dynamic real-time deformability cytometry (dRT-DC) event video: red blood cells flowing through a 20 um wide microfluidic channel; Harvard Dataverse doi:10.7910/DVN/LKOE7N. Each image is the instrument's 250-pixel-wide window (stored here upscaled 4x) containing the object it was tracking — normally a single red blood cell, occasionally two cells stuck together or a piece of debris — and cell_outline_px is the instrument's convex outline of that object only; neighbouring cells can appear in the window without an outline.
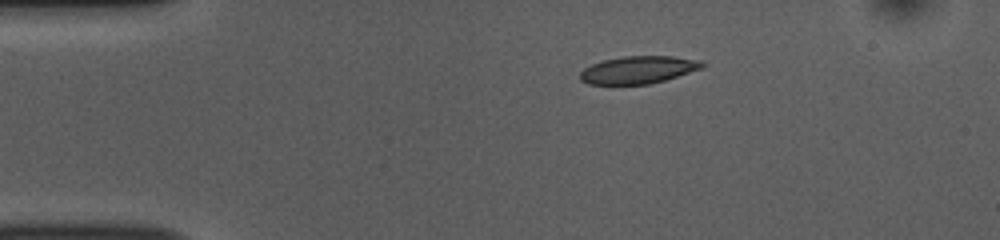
{"species": "common noctule bat (a hibernating species)", "species_latin": "Nyctalus noctula", "temperature_condition": "room temperature", "stored_images_in_passage": 44, "camera_frame_rate_fps": 3000, "um_per_image_px": 0.085, "animal": {"sex": "female", "body_mass_g": 10.0, "forearm_length_mm": 53.1}, "frame": {"image": 1, "passage_image": 1, "time_ms": 0.0, "image_size_px": [1000, 240], "cell_outline_px": [[704, 68], [664, 80], [648, 84], [588, 84], [580, 80], [580, 72], [584, 68], [592, 64], [604, 60], [624, 56], [672, 56], [704, 60]], "centroid_in_image_um": [54.28, 5.93], "position_along_channel_um": 30.7, "area_um2": 19.59}}
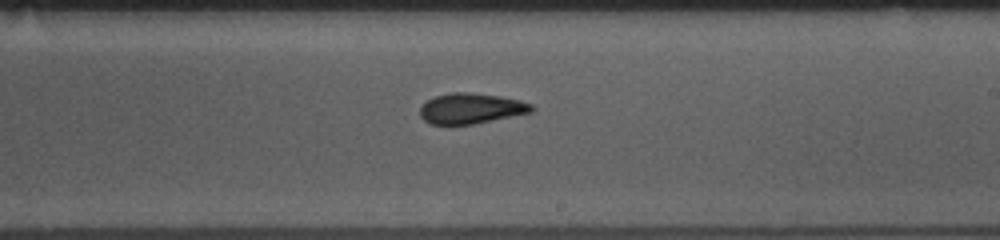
{"frame": {"image": 2, "passage_image": 22, "time_ms": 7.0, "image_size_px": [1000, 240], "cell_outline_px": [[536, 108], [532, 112], [472, 124], [428, 124], [420, 116], [420, 108], [428, 100], [436, 96], [452, 92], [468, 92], [500, 96], [520, 100], [532, 104]], "centroid_in_image_um": [40.05, 9.21], "position_along_channel_um": 249.0, "area_um2": 19.71}}
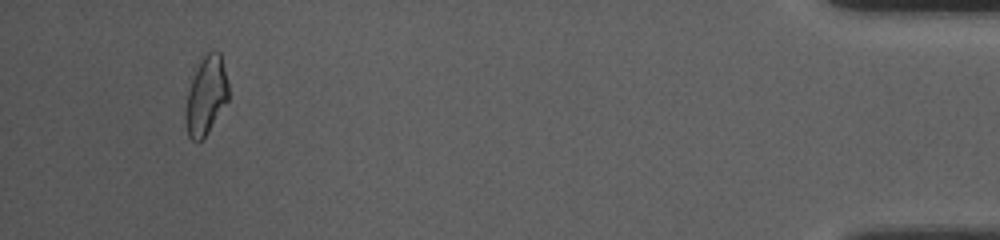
{"frame": {"image": 3, "passage_image": 41, "time_ms": 13.333, "image_size_px": [1000, 240], "cell_outline_px": [[228, 100], [204, 136], [200, 140], [192, 140], [188, 136], [184, 120], [184, 112], [188, 92], [192, 80], [204, 56], [208, 52], [220, 52], [228, 84]], "centroid_in_image_um": [17.5, 8.16], "position_along_channel_um": 417.7, "area_um2": 18.9}, "authors_computed_cell_mechanics": {"area_um2": 19.9121, "velocity_mm_per_s": 3.7831, "shape_relaxation_time_tau1_ms": 3.6572, "shape_relaxation_time_tau2_ms": 2.2352, "deformation_change_tau1": 0.1456, "deformation_change_tau2": 0.0874}}